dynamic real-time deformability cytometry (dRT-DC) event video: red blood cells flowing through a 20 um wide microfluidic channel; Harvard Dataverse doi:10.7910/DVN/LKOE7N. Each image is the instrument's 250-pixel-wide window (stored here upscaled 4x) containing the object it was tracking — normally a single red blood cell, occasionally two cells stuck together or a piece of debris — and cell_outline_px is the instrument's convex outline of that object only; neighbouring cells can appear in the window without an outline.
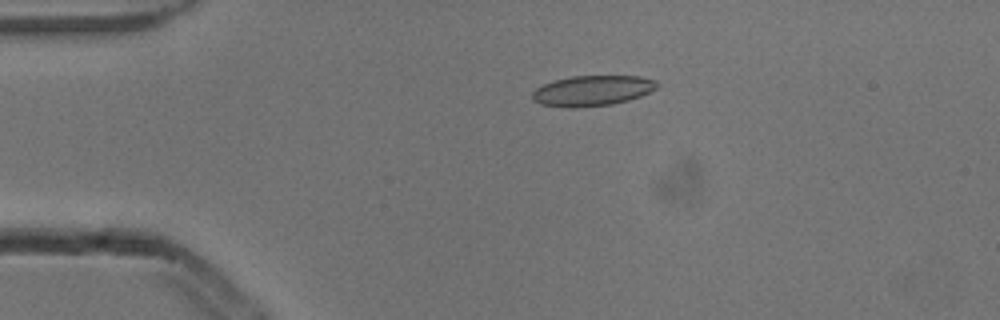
{"species": "common noctule bat (a hibernating species)", "species_latin": "Nyctalus noctula", "temperature_condition": "cold", "stored_images_in_passage": 3, "camera_frame_rate_fps": 3000, "um_per_image_px": 0.085, "animal": {"sex": "male", "body_mass_g": 13.3}, "frame": {"image": 1, "passage_image": 2, "time_ms": 0.333, "image_size_px": [1000, 320], "cell_outline_px": [[660, 84], [656, 88], [640, 96], [628, 100], [612, 104], [576, 108], [568, 108], [540, 104], [532, 100], [532, 92], [536, 88], [544, 84], [556, 80], [572, 76], [640, 76], [656, 80]], "centroid_in_image_um": [50.34, 7.71], "position_along_channel_um": 34.7, "area_um2": 22.14}}